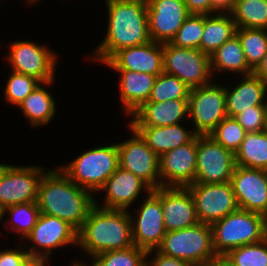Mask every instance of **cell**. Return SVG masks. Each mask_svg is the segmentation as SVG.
<instances>
[{
	"mask_svg": "<svg viewBox=\"0 0 267 266\" xmlns=\"http://www.w3.org/2000/svg\"><path fill=\"white\" fill-rule=\"evenodd\" d=\"M9 165H10V164H9V163L7 164V162H6V163H0V178H1L2 174H3V172L5 171V169H6Z\"/></svg>",
	"mask_w": 267,
	"mask_h": 266,
	"instance_id": "cell-49",
	"label": "cell"
},
{
	"mask_svg": "<svg viewBox=\"0 0 267 266\" xmlns=\"http://www.w3.org/2000/svg\"><path fill=\"white\" fill-rule=\"evenodd\" d=\"M225 256L237 266H267V239L237 247Z\"/></svg>",
	"mask_w": 267,
	"mask_h": 266,
	"instance_id": "cell-38",
	"label": "cell"
},
{
	"mask_svg": "<svg viewBox=\"0 0 267 266\" xmlns=\"http://www.w3.org/2000/svg\"><path fill=\"white\" fill-rule=\"evenodd\" d=\"M191 266H215L214 261L208 263H201V264H193Z\"/></svg>",
	"mask_w": 267,
	"mask_h": 266,
	"instance_id": "cell-50",
	"label": "cell"
},
{
	"mask_svg": "<svg viewBox=\"0 0 267 266\" xmlns=\"http://www.w3.org/2000/svg\"><path fill=\"white\" fill-rule=\"evenodd\" d=\"M91 266H147V251L136 245L125 249L100 253L93 258Z\"/></svg>",
	"mask_w": 267,
	"mask_h": 266,
	"instance_id": "cell-33",
	"label": "cell"
},
{
	"mask_svg": "<svg viewBox=\"0 0 267 266\" xmlns=\"http://www.w3.org/2000/svg\"><path fill=\"white\" fill-rule=\"evenodd\" d=\"M22 242L29 257L52 256L53 250L66 246L77 247V230L67 221L47 214H40L36 225ZM31 241V242H30Z\"/></svg>",
	"mask_w": 267,
	"mask_h": 266,
	"instance_id": "cell-11",
	"label": "cell"
},
{
	"mask_svg": "<svg viewBox=\"0 0 267 266\" xmlns=\"http://www.w3.org/2000/svg\"><path fill=\"white\" fill-rule=\"evenodd\" d=\"M239 209L267 215V171L237 166L230 181Z\"/></svg>",
	"mask_w": 267,
	"mask_h": 266,
	"instance_id": "cell-17",
	"label": "cell"
},
{
	"mask_svg": "<svg viewBox=\"0 0 267 266\" xmlns=\"http://www.w3.org/2000/svg\"><path fill=\"white\" fill-rule=\"evenodd\" d=\"M55 80L40 82L38 86L17 106L33 128L48 125L57 113V103L47 88Z\"/></svg>",
	"mask_w": 267,
	"mask_h": 266,
	"instance_id": "cell-26",
	"label": "cell"
},
{
	"mask_svg": "<svg viewBox=\"0 0 267 266\" xmlns=\"http://www.w3.org/2000/svg\"><path fill=\"white\" fill-rule=\"evenodd\" d=\"M4 216H5V209L2 206H0V223H2L3 226H4L3 222H5L4 219H6V217L4 218Z\"/></svg>",
	"mask_w": 267,
	"mask_h": 266,
	"instance_id": "cell-48",
	"label": "cell"
},
{
	"mask_svg": "<svg viewBox=\"0 0 267 266\" xmlns=\"http://www.w3.org/2000/svg\"><path fill=\"white\" fill-rule=\"evenodd\" d=\"M132 220L127 210L94 205L77 231V248L86 256L132 247Z\"/></svg>",
	"mask_w": 267,
	"mask_h": 266,
	"instance_id": "cell-3",
	"label": "cell"
},
{
	"mask_svg": "<svg viewBox=\"0 0 267 266\" xmlns=\"http://www.w3.org/2000/svg\"><path fill=\"white\" fill-rule=\"evenodd\" d=\"M109 70H131L158 76L163 72V44L149 41L116 52L106 63Z\"/></svg>",
	"mask_w": 267,
	"mask_h": 266,
	"instance_id": "cell-20",
	"label": "cell"
},
{
	"mask_svg": "<svg viewBox=\"0 0 267 266\" xmlns=\"http://www.w3.org/2000/svg\"><path fill=\"white\" fill-rule=\"evenodd\" d=\"M50 261L48 257H28L23 266H50Z\"/></svg>",
	"mask_w": 267,
	"mask_h": 266,
	"instance_id": "cell-44",
	"label": "cell"
},
{
	"mask_svg": "<svg viewBox=\"0 0 267 266\" xmlns=\"http://www.w3.org/2000/svg\"><path fill=\"white\" fill-rule=\"evenodd\" d=\"M5 83L4 100L8 105L18 106L41 82L37 78L9 70Z\"/></svg>",
	"mask_w": 267,
	"mask_h": 266,
	"instance_id": "cell-35",
	"label": "cell"
},
{
	"mask_svg": "<svg viewBox=\"0 0 267 266\" xmlns=\"http://www.w3.org/2000/svg\"><path fill=\"white\" fill-rule=\"evenodd\" d=\"M47 167L10 164L0 178V206L36 202L38 187Z\"/></svg>",
	"mask_w": 267,
	"mask_h": 266,
	"instance_id": "cell-14",
	"label": "cell"
},
{
	"mask_svg": "<svg viewBox=\"0 0 267 266\" xmlns=\"http://www.w3.org/2000/svg\"><path fill=\"white\" fill-rule=\"evenodd\" d=\"M237 26L231 13H214L204 15V31L200 50L211 55L227 40L236 35Z\"/></svg>",
	"mask_w": 267,
	"mask_h": 266,
	"instance_id": "cell-28",
	"label": "cell"
},
{
	"mask_svg": "<svg viewBox=\"0 0 267 266\" xmlns=\"http://www.w3.org/2000/svg\"><path fill=\"white\" fill-rule=\"evenodd\" d=\"M130 138L117 142L119 166L145 181L152 189L161 187L159 156L152 151L141 135L128 124Z\"/></svg>",
	"mask_w": 267,
	"mask_h": 266,
	"instance_id": "cell-12",
	"label": "cell"
},
{
	"mask_svg": "<svg viewBox=\"0 0 267 266\" xmlns=\"http://www.w3.org/2000/svg\"><path fill=\"white\" fill-rule=\"evenodd\" d=\"M246 133L245 129L234 118L226 117L210 133V136L225 149L235 154L239 150Z\"/></svg>",
	"mask_w": 267,
	"mask_h": 266,
	"instance_id": "cell-37",
	"label": "cell"
},
{
	"mask_svg": "<svg viewBox=\"0 0 267 266\" xmlns=\"http://www.w3.org/2000/svg\"><path fill=\"white\" fill-rule=\"evenodd\" d=\"M161 187H186L196 177L197 136L159 157Z\"/></svg>",
	"mask_w": 267,
	"mask_h": 266,
	"instance_id": "cell-18",
	"label": "cell"
},
{
	"mask_svg": "<svg viewBox=\"0 0 267 266\" xmlns=\"http://www.w3.org/2000/svg\"><path fill=\"white\" fill-rule=\"evenodd\" d=\"M236 167L235 154L210 135H197L196 177L194 183H226Z\"/></svg>",
	"mask_w": 267,
	"mask_h": 266,
	"instance_id": "cell-13",
	"label": "cell"
},
{
	"mask_svg": "<svg viewBox=\"0 0 267 266\" xmlns=\"http://www.w3.org/2000/svg\"><path fill=\"white\" fill-rule=\"evenodd\" d=\"M74 259L75 260H73V262L71 263L70 266H91L90 264L88 265V261L86 259H81V261L76 259V258H74ZM85 261H87V262H85Z\"/></svg>",
	"mask_w": 267,
	"mask_h": 266,
	"instance_id": "cell-47",
	"label": "cell"
},
{
	"mask_svg": "<svg viewBox=\"0 0 267 266\" xmlns=\"http://www.w3.org/2000/svg\"><path fill=\"white\" fill-rule=\"evenodd\" d=\"M9 44L6 59L10 70L31 75L41 82L55 80L59 53L49 44L42 45L34 40H14ZM50 47V48H49ZM56 71V72H55Z\"/></svg>",
	"mask_w": 267,
	"mask_h": 266,
	"instance_id": "cell-8",
	"label": "cell"
},
{
	"mask_svg": "<svg viewBox=\"0 0 267 266\" xmlns=\"http://www.w3.org/2000/svg\"><path fill=\"white\" fill-rule=\"evenodd\" d=\"M211 226L217 256L265 239V216L243 209L231 212Z\"/></svg>",
	"mask_w": 267,
	"mask_h": 266,
	"instance_id": "cell-5",
	"label": "cell"
},
{
	"mask_svg": "<svg viewBox=\"0 0 267 266\" xmlns=\"http://www.w3.org/2000/svg\"><path fill=\"white\" fill-rule=\"evenodd\" d=\"M231 15L237 28L267 29V0H236Z\"/></svg>",
	"mask_w": 267,
	"mask_h": 266,
	"instance_id": "cell-31",
	"label": "cell"
},
{
	"mask_svg": "<svg viewBox=\"0 0 267 266\" xmlns=\"http://www.w3.org/2000/svg\"><path fill=\"white\" fill-rule=\"evenodd\" d=\"M128 120L131 127L169 126L188 120L187 99L145 102ZM187 118V119H186Z\"/></svg>",
	"mask_w": 267,
	"mask_h": 266,
	"instance_id": "cell-22",
	"label": "cell"
},
{
	"mask_svg": "<svg viewBox=\"0 0 267 266\" xmlns=\"http://www.w3.org/2000/svg\"><path fill=\"white\" fill-rule=\"evenodd\" d=\"M18 243L19 246L16 245V248H1L0 266H23L29 255L23 242L19 241Z\"/></svg>",
	"mask_w": 267,
	"mask_h": 266,
	"instance_id": "cell-40",
	"label": "cell"
},
{
	"mask_svg": "<svg viewBox=\"0 0 267 266\" xmlns=\"http://www.w3.org/2000/svg\"><path fill=\"white\" fill-rule=\"evenodd\" d=\"M143 201L134 208L136 215L130 214L132 220L133 244L145 251L156 250L166 234L161 206V187L143 194Z\"/></svg>",
	"mask_w": 267,
	"mask_h": 266,
	"instance_id": "cell-10",
	"label": "cell"
},
{
	"mask_svg": "<svg viewBox=\"0 0 267 266\" xmlns=\"http://www.w3.org/2000/svg\"><path fill=\"white\" fill-rule=\"evenodd\" d=\"M107 29L101 43L88 56L103 66L123 48L151 41L147 16V0H105ZM92 55V56H91Z\"/></svg>",
	"mask_w": 267,
	"mask_h": 266,
	"instance_id": "cell-1",
	"label": "cell"
},
{
	"mask_svg": "<svg viewBox=\"0 0 267 266\" xmlns=\"http://www.w3.org/2000/svg\"><path fill=\"white\" fill-rule=\"evenodd\" d=\"M161 206L166 232L199 223L194 199L187 187H161Z\"/></svg>",
	"mask_w": 267,
	"mask_h": 266,
	"instance_id": "cell-21",
	"label": "cell"
},
{
	"mask_svg": "<svg viewBox=\"0 0 267 266\" xmlns=\"http://www.w3.org/2000/svg\"><path fill=\"white\" fill-rule=\"evenodd\" d=\"M215 266H237L231 262L225 255H220L214 260Z\"/></svg>",
	"mask_w": 267,
	"mask_h": 266,
	"instance_id": "cell-46",
	"label": "cell"
},
{
	"mask_svg": "<svg viewBox=\"0 0 267 266\" xmlns=\"http://www.w3.org/2000/svg\"><path fill=\"white\" fill-rule=\"evenodd\" d=\"M25 1H26L27 5L31 6V4H32V6H33L34 4H37V2L40 3V1H43V0H25Z\"/></svg>",
	"mask_w": 267,
	"mask_h": 266,
	"instance_id": "cell-51",
	"label": "cell"
},
{
	"mask_svg": "<svg viewBox=\"0 0 267 266\" xmlns=\"http://www.w3.org/2000/svg\"><path fill=\"white\" fill-rule=\"evenodd\" d=\"M215 80L192 88L187 97L188 119L197 135H210L227 117L225 85H220Z\"/></svg>",
	"mask_w": 267,
	"mask_h": 266,
	"instance_id": "cell-7",
	"label": "cell"
},
{
	"mask_svg": "<svg viewBox=\"0 0 267 266\" xmlns=\"http://www.w3.org/2000/svg\"><path fill=\"white\" fill-rule=\"evenodd\" d=\"M210 68L213 78L217 73H231L234 77L249 75L253 70L248 66L242 45L237 35L227 40L210 55Z\"/></svg>",
	"mask_w": 267,
	"mask_h": 266,
	"instance_id": "cell-27",
	"label": "cell"
},
{
	"mask_svg": "<svg viewBox=\"0 0 267 266\" xmlns=\"http://www.w3.org/2000/svg\"><path fill=\"white\" fill-rule=\"evenodd\" d=\"M157 250L191 265L212 262L218 257L213 246L212 226L200 222L188 228L166 232Z\"/></svg>",
	"mask_w": 267,
	"mask_h": 266,
	"instance_id": "cell-6",
	"label": "cell"
},
{
	"mask_svg": "<svg viewBox=\"0 0 267 266\" xmlns=\"http://www.w3.org/2000/svg\"><path fill=\"white\" fill-rule=\"evenodd\" d=\"M253 73L260 77L267 84V52Z\"/></svg>",
	"mask_w": 267,
	"mask_h": 266,
	"instance_id": "cell-45",
	"label": "cell"
},
{
	"mask_svg": "<svg viewBox=\"0 0 267 266\" xmlns=\"http://www.w3.org/2000/svg\"><path fill=\"white\" fill-rule=\"evenodd\" d=\"M235 164L267 171V130L246 133L239 150L235 153Z\"/></svg>",
	"mask_w": 267,
	"mask_h": 266,
	"instance_id": "cell-29",
	"label": "cell"
},
{
	"mask_svg": "<svg viewBox=\"0 0 267 266\" xmlns=\"http://www.w3.org/2000/svg\"><path fill=\"white\" fill-rule=\"evenodd\" d=\"M248 66L254 71L267 52V29L237 28Z\"/></svg>",
	"mask_w": 267,
	"mask_h": 266,
	"instance_id": "cell-32",
	"label": "cell"
},
{
	"mask_svg": "<svg viewBox=\"0 0 267 266\" xmlns=\"http://www.w3.org/2000/svg\"><path fill=\"white\" fill-rule=\"evenodd\" d=\"M163 72L178 77L189 88L210 84L214 79L210 56L199 49L163 44Z\"/></svg>",
	"mask_w": 267,
	"mask_h": 266,
	"instance_id": "cell-9",
	"label": "cell"
},
{
	"mask_svg": "<svg viewBox=\"0 0 267 266\" xmlns=\"http://www.w3.org/2000/svg\"><path fill=\"white\" fill-rule=\"evenodd\" d=\"M119 74V98L122 112L131 116L148 102L156 76L131 70H114Z\"/></svg>",
	"mask_w": 267,
	"mask_h": 266,
	"instance_id": "cell-24",
	"label": "cell"
},
{
	"mask_svg": "<svg viewBox=\"0 0 267 266\" xmlns=\"http://www.w3.org/2000/svg\"><path fill=\"white\" fill-rule=\"evenodd\" d=\"M147 266H191V264L181 259L161 254L156 249L147 251Z\"/></svg>",
	"mask_w": 267,
	"mask_h": 266,
	"instance_id": "cell-41",
	"label": "cell"
},
{
	"mask_svg": "<svg viewBox=\"0 0 267 266\" xmlns=\"http://www.w3.org/2000/svg\"><path fill=\"white\" fill-rule=\"evenodd\" d=\"M234 119L247 133L267 130V106H254L236 115Z\"/></svg>",
	"mask_w": 267,
	"mask_h": 266,
	"instance_id": "cell-39",
	"label": "cell"
},
{
	"mask_svg": "<svg viewBox=\"0 0 267 266\" xmlns=\"http://www.w3.org/2000/svg\"><path fill=\"white\" fill-rule=\"evenodd\" d=\"M40 214L37 202L12 205L5 208V216H9V218L4 222L3 228L8 232H14V235L17 234L16 237L20 236L18 240L20 239L22 242L36 225Z\"/></svg>",
	"mask_w": 267,
	"mask_h": 266,
	"instance_id": "cell-30",
	"label": "cell"
},
{
	"mask_svg": "<svg viewBox=\"0 0 267 266\" xmlns=\"http://www.w3.org/2000/svg\"><path fill=\"white\" fill-rule=\"evenodd\" d=\"M236 0H211V14L231 13Z\"/></svg>",
	"mask_w": 267,
	"mask_h": 266,
	"instance_id": "cell-43",
	"label": "cell"
},
{
	"mask_svg": "<svg viewBox=\"0 0 267 266\" xmlns=\"http://www.w3.org/2000/svg\"><path fill=\"white\" fill-rule=\"evenodd\" d=\"M118 167L119 153L116 142L87 149L79 156H74L73 160L59 166L72 182L94 195Z\"/></svg>",
	"mask_w": 267,
	"mask_h": 266,
	"instance_id": "cell-4",
	"label": "cell"
},
{
	"mask_svg": "<svg viewBox=\"0 0 267 266\" xmlns=\"http://www.w3.org/2000/svg\"><path fill=\"white\" fill-rule=\"evenodd\" d=\"M193 196L200 223L212 225L239 209L233 187L226 183H192L186 186Z\"/></svg>",
	"mask_w": 267,
	"mask_h": 266,
	"instance_id": "cell-15",
	"label": "cell"
},
{
	"mask_svg": "<svg viewBox=\"0 0 267 266\" xmlns=\"http://www.w3.org/2000/svg\"><path fill=\"white\" fill-rule=\"evenodd\" d=\"M190 90L178 77L162 72L155 79L148 102L187 99Z\"/></svg>",
	"mask_w": 267,
	"mask_h": 266,
	"instance_id": "cell-34",
	"label": "cell"
},
{
	"mask_svg": "<svg viewBox=\"0 0 267 266\" xmlns=\"http://www.w3.org/2000/svg\"><path fill=\"white\" fill-rule=\"evenodd\" d=\"M240 78L234 87L232 83L225 85L227 117L234 118L254 106H267V84L254 73Z\"/></svg>",
	"mask_w": 267,
	"mask_h": 266,
	"instance_id": "cell-23",
	"label": "cell"
},
{
	"mask_svg": "<svg viewBox=\"0 0 267 266\" xmlns=\"http://www.w3.org/2000/svg\"><path fill=\"white\" fill-rule=\"evenodd\" d=\"M189 14H211V0H183Z\"/></svg>",
	"mask_w": 267,
	"mask_h": 266,
	"instance_id": "cell-42",
	"label": "cell"
},
{
	"mask_svg": "<svg viewBox=\"0 0 267 266\" xmlns=\"http://www.w3.org/2000/svg\"><path fill=\"white\" fill-rule=\"evenodd\" d=\"M265 238L267 239V215L265 216Z\"/></svg>",
	"mask_w": 267,
	"mask_h": 266,
	"instance_id": "cell-52",
	"label": "cell"
},
{
	"mask_svg": "<svg viewBox=\"0 0 267 266\" xmlns=\"http://www.w3.org/2000/svg\"><path fill=\"white\" fill-rule=\"evenodd\" d=\"M36 202L41 214L67 221L78 231L95 205V197L91 191L72 182L59 166H55L41 178Z\"/></svg>",
	"mask_w": 267,
	"mask_h": 266,
	"instance_id": "cell-2",
	"label": "cell"
},
{
	"mask_svg": "<svg viewBox=\"0 0 267 266\" xmlns=\"http://www.w3.org/2000/svg\"><path fill=\"white\" fill-rule=\"evenodd\" d=\"M147 16L151 40L170 43L189 16L183 0H147Z\"/></svg>",
	"mask_w": 267,
	"mask_h": 266,
	"instance_id": "cell-19",
	"label": "cell"
},
{
	"mask_svg": "<svg viewBox=\"0 0 267 266\" xmlns=\"http://www.w3.org/2000/svg\"><path fill=\"white\" fill-rule=\"evenodd\" d=\"M153 189L141 178L132 172L118 167L116 171L106 180L98 190V194H104L102 203L96 200L95 205L106 209H117L131 211L142 193L149 194ZM134 203V204H133Z\"/></svg>",
	"mask_w": 267,
	"mask_h": 266,
	"instance_id": "cell-16",
	"label": "cell"
},
{
	"mask_svg": "<svg viewBox=\"0 0 267 266\" xmlns=\"http://www.w3.org/2000/svg\"><path fill=\"white\" fill-rule=\"evenodd\" d=\"M204 31V15L189 14L179 28L170 44L179 48L200 50L201 37Z\"/></svg>",
	"mask_w": 267,
	"mask_h": 266,
	"instance_id": "cell-36",
	"label": "cell"
},
{
	"mask_svg": "<svg viewBox=\"0 0 267 266\" xmlns=\"http://www.w3.org/2000/svg\"><path fill=\"white\" fill-rule=\"evenodd\" d=\"M182 123L157 127H133L145 140L148 147L159 157L169 150L191 142L197 134L193 128L184 127ZM189 129V130H187Z\"/></svg>",
	"mask_w": 267,
	"mask_h": 266,
	"instance_id": "cell-25",
	"label": "cell"
}]
</instances>
